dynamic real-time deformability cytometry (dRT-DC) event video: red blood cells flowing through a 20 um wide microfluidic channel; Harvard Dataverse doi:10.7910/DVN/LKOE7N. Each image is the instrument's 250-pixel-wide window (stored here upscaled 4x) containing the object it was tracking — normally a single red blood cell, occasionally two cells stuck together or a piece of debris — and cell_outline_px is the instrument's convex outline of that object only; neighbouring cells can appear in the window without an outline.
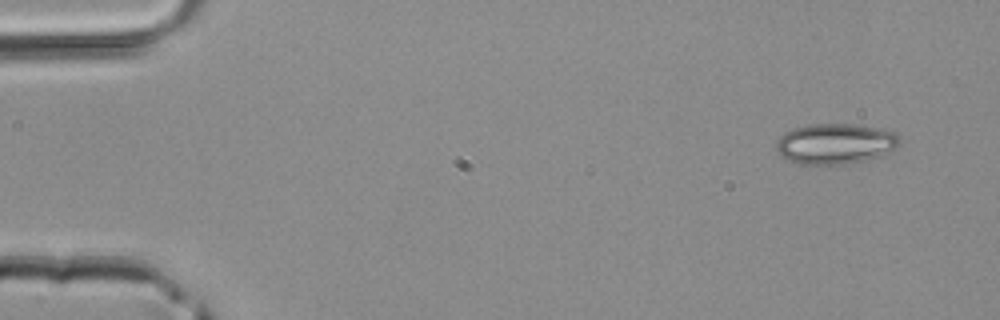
{"species": "common noctule bat (a hibernating species)", "species_latin": "Nyctalus noctula", "temperature_condition": "room temperature", "stored_images_in_passage": 5, "segment_of_instrument_passage": [2, 2], "camera_frame_rate_fps": 3000, "um_per_image_px": 0.085, "animal": {"sex": "male", "body_mass_g": 20.4}, "frame": {"image": 1, "passage_image": 5, "time_ms": 1.333, "image_size_px": [1000, 320], "cell_outline_px": [[900, 144], [896, 148], [884, 156], [844, 164], [800, 164], [784, 156], [776, 148], [776, 144], [780, 136], [784, 132], [792, 128], [812, 124], [856, 124], [896, 132], [900, 136]], "centroid_in_image_um": [71.06, 12.2], "position_along_channel_um": 13.9, "area_um2": 29.13}}